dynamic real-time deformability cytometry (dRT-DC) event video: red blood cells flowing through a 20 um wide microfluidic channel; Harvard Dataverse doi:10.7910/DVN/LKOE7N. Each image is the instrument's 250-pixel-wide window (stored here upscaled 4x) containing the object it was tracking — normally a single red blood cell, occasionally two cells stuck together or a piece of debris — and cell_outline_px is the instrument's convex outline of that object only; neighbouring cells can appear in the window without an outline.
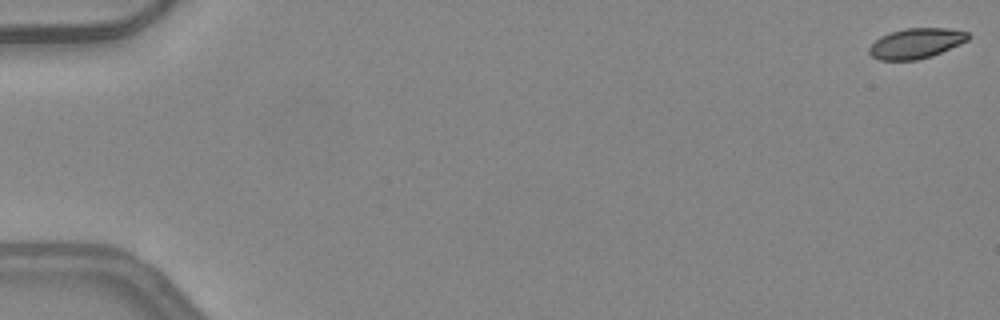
{"species": "common noctule bat (a hibernating species)", "species_latin": "Nyctalus noctula", "temperature_condition": "warm", "stored_images_in_passage": 50, "camera_frame_rate_fps": 3000, "um_per_image_px": 0.085, "animal": {"sex": "female", "body_mass_g": 24.6, "forearm_length_mm": 56.2}, "frame": {"image": 1, "passage_image": 1, "time_ms": 0.0, "image_size_px": [1000, 320], "cell_outline_px": [[972, 36], [968, 40], [960, 44], [932, 56], [916, 60], [880, 60], [872, 56], [868, 52], [868, 48], [880, 36], [904, 28], [948, 28], [968, 32]], "centroid_in_image_um": [77.88, 3.68], "position_along_channel_um": 7.1, "area_um2": 17.46}}
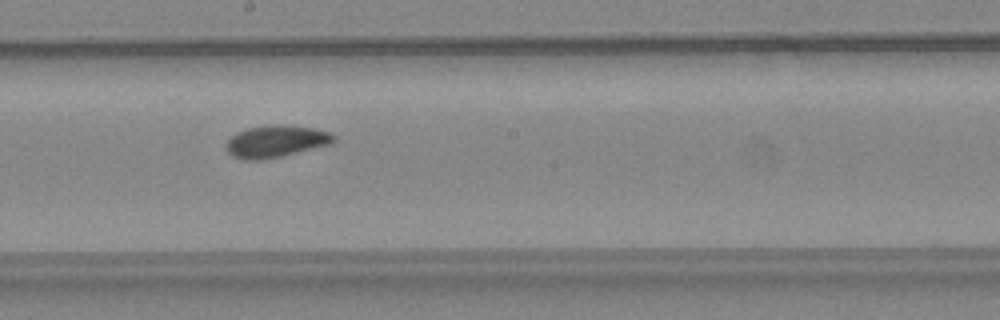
{"frame": {"image": 2, "passage_image": 29, "time_ms": 9.333, "image_size_px": [1000, 320], "cell_outline_px": [[336, 140], [332, 144], [280, 156], [260, 160], [244, 160], [232, 156], [228, 152], [224, 144], [236, 132], [248, 128], [276, 124], [280, 124], [316, 128], [328, 132], [336, 136]], "centroid_in_image_um": [23.45, 12.01], "position_along_channel_um": 224.7, "area_um2": 20.11}}
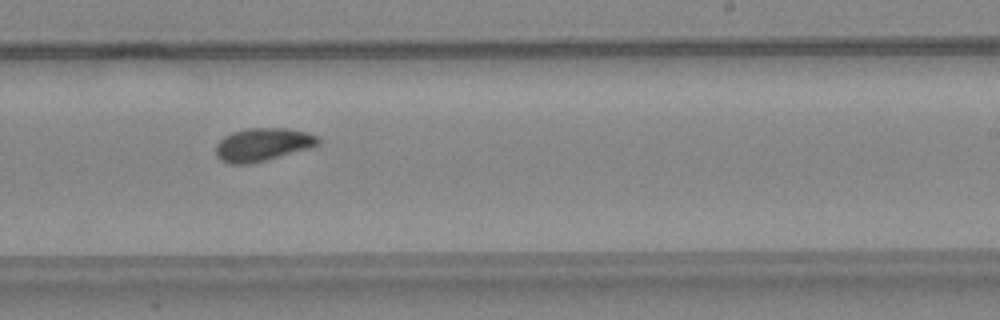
{"frame": {"image": 3, "passage_image": 32, "time_ms": 10.333, "image_size_px": [1000, 320], "cell_outline_px": [[320, 144], [312, 148], [268, 160], [252, 164], [228, 164], [220, 160], [216, 156], [216, 144], [224, 136], [232, 132], [248, 128], [284, 128], [308, 132], [316, 136], [320, 140]], "centroid_in_image_um": [22.33, 12.3], "position_along_channel_um": 266.7, "area_um2": 20.06}, "authors_computed_cell_mechanics": {"area_um2": 18.8139, "velocity_mm_per_s": 4.2125, "shape_relaxation_time_tau1_ms": 8.0712, "shape_relaxation_time_tau2_ms": 3.0672, "deformation_change_tau1": 0.1693, "deformation_change_tau2": 0.0746}}